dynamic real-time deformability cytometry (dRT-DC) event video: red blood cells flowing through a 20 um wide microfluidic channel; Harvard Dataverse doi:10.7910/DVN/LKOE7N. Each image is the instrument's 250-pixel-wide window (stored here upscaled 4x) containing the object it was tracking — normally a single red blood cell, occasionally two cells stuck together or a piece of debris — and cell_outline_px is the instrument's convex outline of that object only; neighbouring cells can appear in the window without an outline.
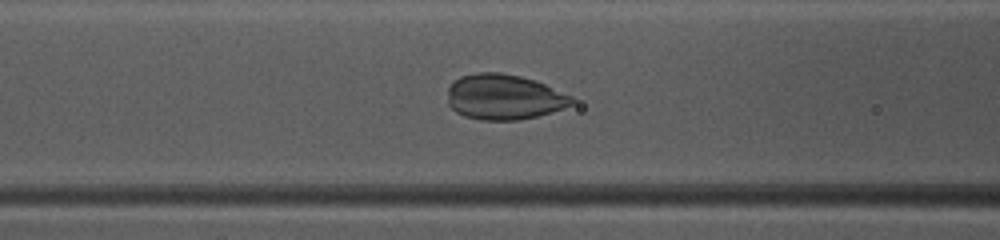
{"species": "common noctule bat (a hibernating species)", "species_latin": "Nyctalus noctula", "temperature_condition": "warm", "stored_images_in_passage": 44, "camera_frame_rate_fps": 3000, "um_per_image_px": 0.085, "animal": {"sex": "female", "body_mass_g": 10.0, "forearm_length_mm": 53.1}, "frame": {"image": 1, "passage_image": 15, "time_ms": 4.667, "image_size_px": [1000, 240], "cell_outline_px": [[576, 100], [572, 104], [536, 116], [516, 120], [480, 120], [464, 116], [456, 112], [448, 104], [448, 88], [460, 76], [476, 72], [500, 72], [520, 76], [544, 84], [572, 96]], "centroid_in_image_um": [42.8, 8.24], "position_along_channel_um": 123.8, "area_um2": 32.54}}
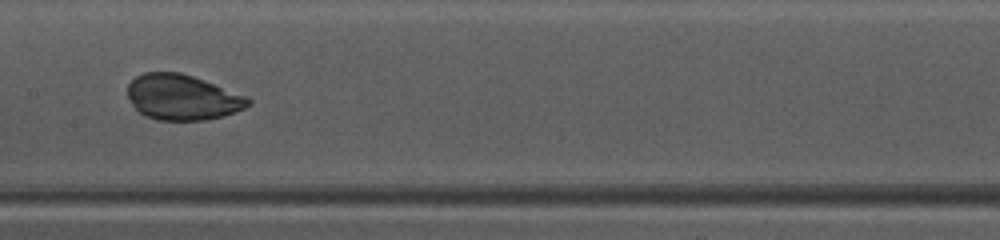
{"frame": {"image": 2, "passage_image": 20, "time_ms": 6.333, "image_size_px": [1000, 240], "cell_outline_px": [[252, 104], [236, 112], [204, 120], [156, 120], [144, 116], [132, 104], [128, 96], [128, 84], [136, 76], [144, 72], [180, 72], [204, 80], [244, 96], [252, 100]], "centroid_in_image_um": [15.47, 8.27], "position_along_channel_um": 191.9, "area_um2": 31.67}}
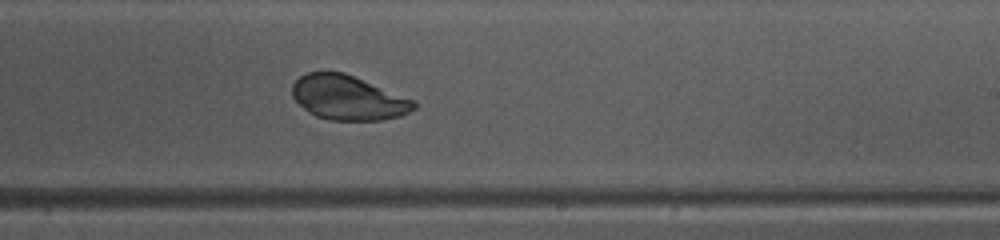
{"frame": {"image": 3, "passage_image": 25, "time_ms": 8.0, "image_size_px": [1000, 240], "cell_outline_px": [[416, 108], [400, 116], [380, 120], [328, 120], [316, 116], [308, 112], [292, 96], [292, 84], [300, 76], [308, 72], [344, 72], [416, 100]], "centroid_in_image_um": [29.6, 8.31], "position_along_channel_um": 259.4, "area_um2": 31.56}}